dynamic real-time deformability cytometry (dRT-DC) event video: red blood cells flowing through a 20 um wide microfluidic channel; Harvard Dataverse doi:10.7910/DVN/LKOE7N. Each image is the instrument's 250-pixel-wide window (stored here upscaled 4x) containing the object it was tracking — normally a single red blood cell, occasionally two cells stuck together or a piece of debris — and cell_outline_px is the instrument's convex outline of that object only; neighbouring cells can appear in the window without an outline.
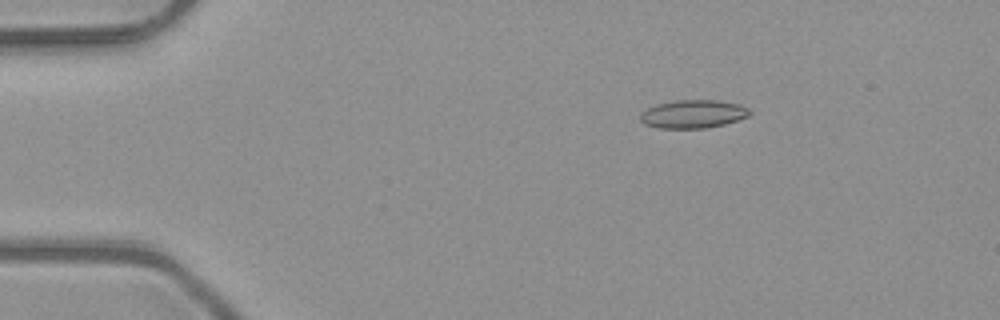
{"species": "common noctule bat (a hibernating species)", "species_latin": "Nyctalus noctula", "temperature_condition": "room temperature", "stored_images_in_passage": 4, "segment_of_instrument_passage": [1, 2], "camera_frame_rate_fps": 3000, "um_per_image_px": 0.085, "animal": {"sex": "male", "body_mass_g": 23.1, "forearm_length_mm": 52.7}, "frame": {"image": 1, "passage_image": 1, "time_ms": 0.0, "image_size_px": [1000, 320], "cell_outline_px": [[752, 112], [748, 116], [724, 124], [704, 128], [660, 128], [644, 124], [640, 120], [640, 112], [656, 104], [676, 100], [716, 100], [740, 104], [748, 108]], "centroid_in_image_um": [58.9, 9.68], "position_along_channel_um": 26.1, "area_um2": 17.98}}
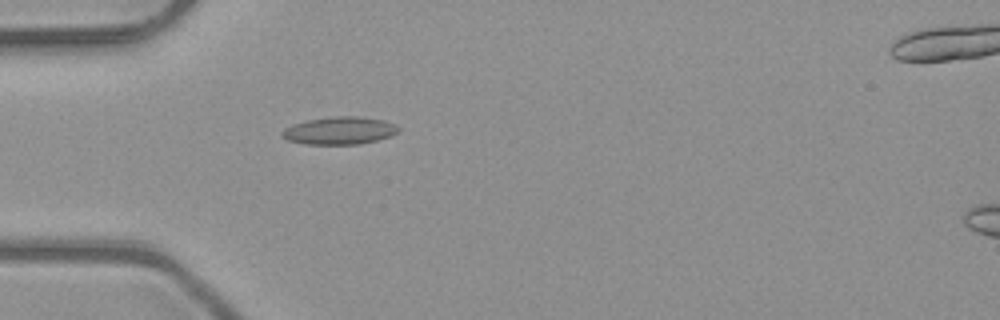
{"frame": {"image": 2, "passage_image": 3, "time_ms": 0.667, "image_size_px": [1000, 320], "cell_outline_px": [[400, 132], [392, 136], [360, 144], [308, 144], [288, 140], [280, 136], [280, 132], [284, 128], [292, 124], [308, 120], [332, 116], [360, 116], [384, 120], [400, 128]], "centroid_in_image_um": [28.86, 11.1], "position_along_channel_um": 56.1, "area_um2": 18.84}}